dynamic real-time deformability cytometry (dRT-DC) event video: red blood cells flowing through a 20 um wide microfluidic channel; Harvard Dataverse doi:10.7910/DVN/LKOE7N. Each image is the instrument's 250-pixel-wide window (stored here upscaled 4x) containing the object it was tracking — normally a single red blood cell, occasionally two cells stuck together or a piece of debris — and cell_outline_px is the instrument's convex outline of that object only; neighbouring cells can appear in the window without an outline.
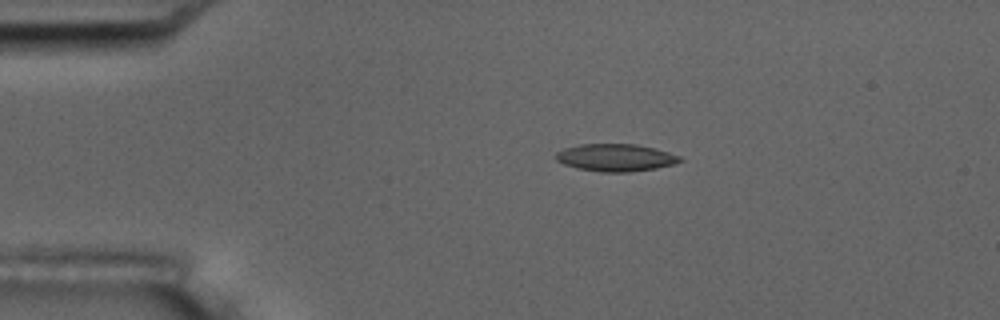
{"species": "common noctule bat (a hibernating species)", "species_latin": "Nyctalus noctula", "temperature_condition": "room temperature", "stored_images_in_passage": 5, "camera_frame_rate_fps": 3000, "um_per_image_px": 0.085, "animal": {"sex": "male", "body_mass_g": 17.5, "forearm_length_mm": 52.3}, "frame": {"image": 1, "passage_image": 3, "time_ms": 2.333, "image_size_px": [1000, 320], "cell_outline_px": [[684, 160], [672, 164], [656, 168], [628, 172], [600, 172], [576, 168], [564, 164], [556, 160], [556, 152], [564, 148], [580, 144], [636, 144], [668, 152], [680, 156]], "centroid_in_image_um": [52.3, 13.4], "position_along_channel_um": 32.7, "area_um2": 19.71}}
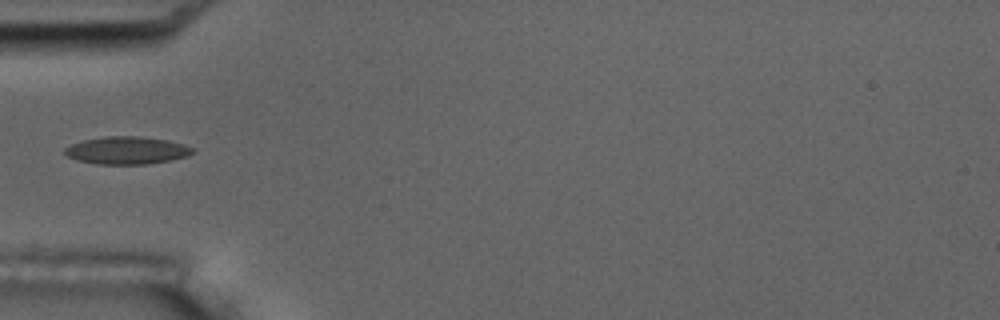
{"frame": {"image": 2, "passage_image": 5, "time_ms": 4.667, "image_size_px": [1000, 320], "cell_outline_px": [[196, 152], [188, 156], [172, 160], [144, 164], [96, 164], [76, 160], [64, 156], [64, 148], [72, 144], [84, 140], [104, 136], [140, 136], [168, 140], [184, 144], [196, 148]], "centroid_in_image_um": [10.8, 12.78], "position_along_channel_um": 74.2, "area_um2": 20.87}}